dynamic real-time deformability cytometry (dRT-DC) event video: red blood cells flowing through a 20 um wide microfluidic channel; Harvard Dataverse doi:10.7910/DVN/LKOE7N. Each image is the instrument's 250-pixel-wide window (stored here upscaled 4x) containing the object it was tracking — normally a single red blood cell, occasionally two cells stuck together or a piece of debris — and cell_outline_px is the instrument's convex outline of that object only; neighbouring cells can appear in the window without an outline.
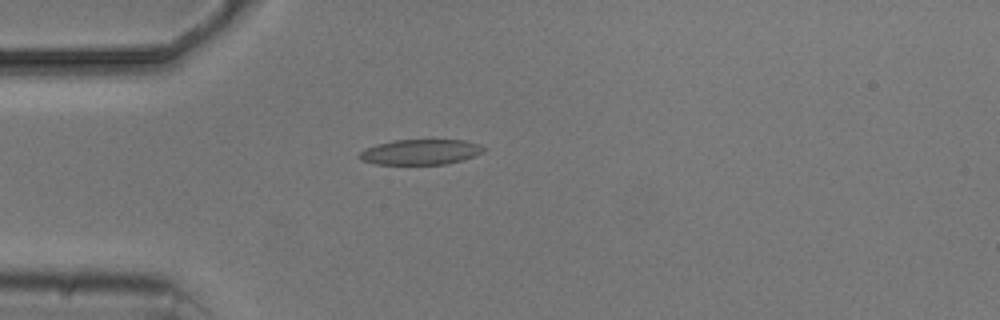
{"species": "common noctule bat (a hibernating species)", "species_latin": "Nyctalus noctula", "temperature_condition": "cold", "stored_images_in_passage": 5, "camera_frame_rate_fps": 3000, "um_per_image_px": 0.085, "animal": {"sex": "male", "body_mass_g": 20.5, "forearm_length_mm": 52.5}, "frame": {"image": 1, "passage_image": 4, "time_ms": 3.333, "image_size_px": [1000, 320], "cell_outline_px": [[488, 148], [484, 152], [476, 156], [444, 164], [376, 164], [360, 160], [356, 156], [364, 148], [376, 144], [392, 140], [464, 140], [480, 144]], "centroid_in_image_um": [35.74, 12.91], "position_along_channel_um": 49.3, "area_um2": 18.55}}